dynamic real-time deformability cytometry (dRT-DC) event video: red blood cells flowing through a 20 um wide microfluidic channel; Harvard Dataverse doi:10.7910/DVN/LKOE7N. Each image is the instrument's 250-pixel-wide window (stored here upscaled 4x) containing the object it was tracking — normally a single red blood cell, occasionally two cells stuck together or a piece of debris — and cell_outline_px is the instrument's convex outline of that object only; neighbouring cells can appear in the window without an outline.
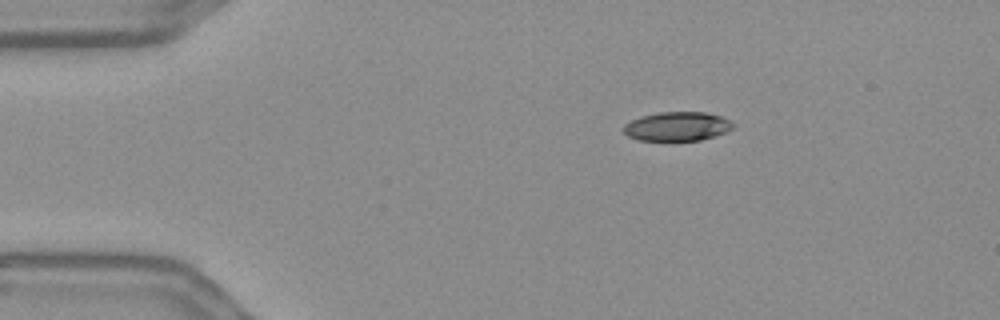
{"species": "Egyptian fruit bat (a non-hibernating species)", "species_latin": "Rousettus aegyptiacus", "temperature_condition": "warm", "stored_images_in_passage": 47, "camera_frame_rate_fps": 3000, "um_per_image_px": 0.085, "frame": {"image": 1, "passage_image": 1, "time_ms": 0.0, "image_size_px": [1000, 320], "cell_outline_px": [[736, 124], [728, 132], [700, 140], [640, 140], [628, 136], [620, 128], [624, 124], [640, 116], [660, 112], [704, 112], [720, 116]], "centroid_in_image_um": [57.55, 10.74], "position_along_channel_um": 27.5, "area_um2": 18.55}}
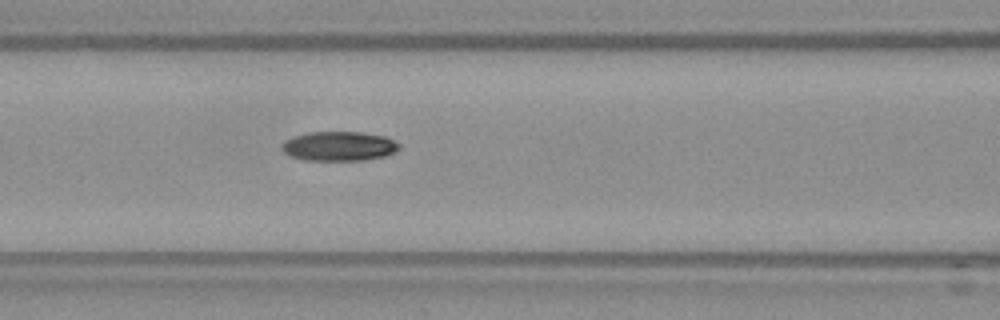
{"frame": {"image": 2, "passage_image": 15, "time_ms": 4.667, "image_size_px": [1000, 320], "cell_outline_px": [[400, 148], [396, 152], [384, 156], [364, 160], [304, 160], [292, 156], [284, 152], [280, 148], [280, 144], [284, 140], [292, 136], [308, 132], [360, 132], [384, 136], [400, 144]], "centroid_in_image_um": [28.78, 12.42], "position_along_channel_um": 137.8, "area_um2": 20.23}}
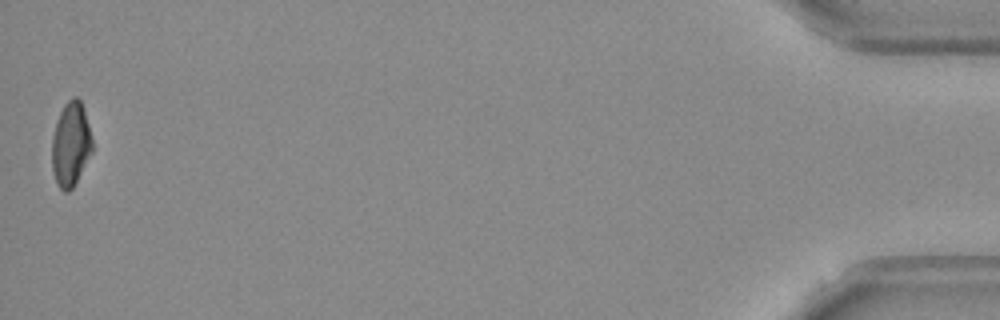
{"frame": {"image": 3, "passage_image": 47, "time_ms": 15.333, "image_size_px": [1000, 320], "cell_outline_px": [[92, 152], [72, 188], [68, 192], [64, 192], [56, 184], [52, 168], [52, 136], [56, 120], [64, 104], [72, 96], [76, 96], [80, 100], [84, 108], [92, 140]], "centroid_in_image_um": [6.0, 12.24], "position_along_channel_um": 429.2, "area_um2": 19.83}, "authors_computed_cell_mechanics": {"area_um2": 20.1722, "velocity_mm_per_s": 3.6356, "shape_relaxation_time_tau1_ms": 8.8495, "shape_relaxation_time_tau2_ms": 8.8556, "deformation_change_tau1": 0.2072, "deformation_change_tau2": 0.1313}}